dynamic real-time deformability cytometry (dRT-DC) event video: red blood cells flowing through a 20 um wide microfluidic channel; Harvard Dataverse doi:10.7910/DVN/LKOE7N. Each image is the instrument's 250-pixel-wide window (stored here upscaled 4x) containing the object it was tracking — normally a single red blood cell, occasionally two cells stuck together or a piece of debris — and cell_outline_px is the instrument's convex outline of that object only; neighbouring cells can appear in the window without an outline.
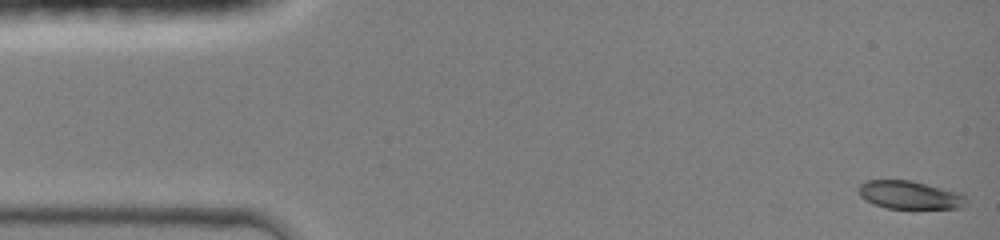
{"species": "common noctule bat (a hibernating species)", "species_latin": "Nyctalus noctula", "temperature_condition": "room temperature", "stored_images_in_passage": 44, "camera_frame_rate_fps": 3000, "um_per_image_px": 0.085, "animal": {"sex": "female", "body_mass_g": 19.0, "forearm_length_mm": 51.5}, "frame": {"image": 1, "passage_image": 1, "time_ms": 0.0, "image_size_px": [1000, 240], "cell_outline_px": [[968, 204], [964, 208], [884, 208], [872, 204], [864, 200], [860, 196], [856, 188], [860, 184], [868, 180], [912, 180], [964, 192], [968, 200]], "centroid_in_image_um": [77.38, 16.57], "position_along_channel_um": 7.6, "area_um2": 18.32}}
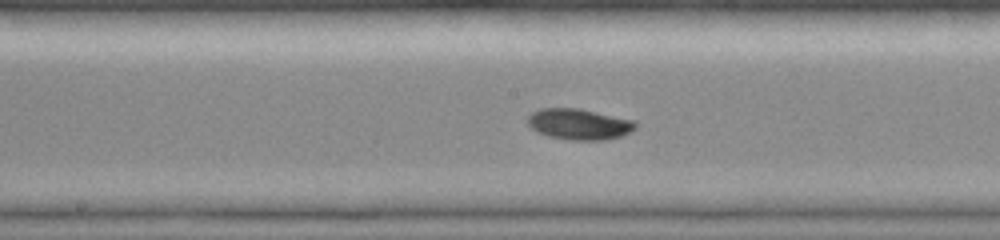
{"frame": {"image": 2, "passage_image": 23, "time_ms": 7.333, "image_size_px": [1000, 240], "cell_outline_px": [[636, 128], [620, 136], [608, 140], [568, 140], [548, 136], [536, 132], [528, 124], [528, 116], [532, 112], [540, 108], [580, 108], [636, 120]], "centroid_in_image_um": [49.22, 10.55], "position_along_channel_um": 199.0, "area_um2": 19.65}}
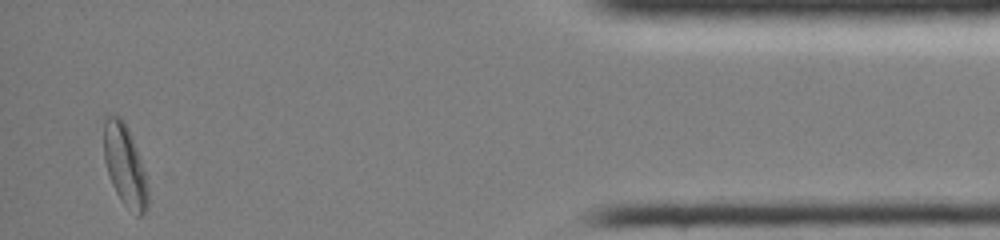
{"frame": {"image": 3, "passage_image": 43, "time_ms": 14.0, "image_size_px": [1000, 240], "cell_outline_px": [[148, 204], [144, 212], [140, 216], [136, 216], [120, 200], [112, 184], [104, 160], [104, 116], [120, 116], [124, 120], [128, 128], [140, 160], [144, 172], [148, 188]], "centroid_in_image_um": [10.6, 14.07], "position_along_channel_um": 424.6, "area_um2": 20.63}, "authors_computed_cell_mechanics": {"area_um2": 18.4671, "velocity_mm_per_s": 4.2329, "shape_relaxation_time_tau1_ms": 2.1746, "shape_relaxation_time_tau2_ms": null, "deformation_change_tau1": 0.1245, "deformation_change_tau2": null}}